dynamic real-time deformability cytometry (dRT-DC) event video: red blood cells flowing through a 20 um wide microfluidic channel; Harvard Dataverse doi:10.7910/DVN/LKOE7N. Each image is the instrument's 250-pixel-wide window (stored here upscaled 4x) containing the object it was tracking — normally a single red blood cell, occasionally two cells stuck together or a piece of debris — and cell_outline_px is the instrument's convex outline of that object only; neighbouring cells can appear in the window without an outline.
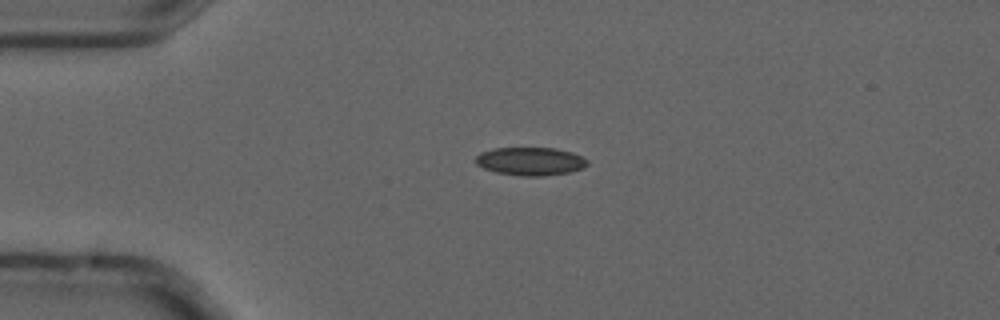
{"species": "common noctule bat (a hibernating species)", "species_latin": "Nyctalus noctula", "temperature_condition": "cold", "stored_images_in_passage": 4, "camera_frame_rate_fps": 3000, "um_per_image_px": 0.085, "animal": {"sex": "male", "forearm_length_mm": 52.5}, "frame": {"image": 1, "passage_image": 3, "time_ms": 0.667, "image_size_px": [1000, 320], "cell_outline_px": [[588, 164], [584, 168], [568, 172], [544, 176], [520, 176], [496, 172], [484, 168], [476, 164], [476, 156], [480, 152], [492, 148], [552, 148], [572, 152], [588, 160]], "centroid_in_image_um": [45.07, 13.71], "position_along_channel_um": 39.9, "area_um2": 18.32}}